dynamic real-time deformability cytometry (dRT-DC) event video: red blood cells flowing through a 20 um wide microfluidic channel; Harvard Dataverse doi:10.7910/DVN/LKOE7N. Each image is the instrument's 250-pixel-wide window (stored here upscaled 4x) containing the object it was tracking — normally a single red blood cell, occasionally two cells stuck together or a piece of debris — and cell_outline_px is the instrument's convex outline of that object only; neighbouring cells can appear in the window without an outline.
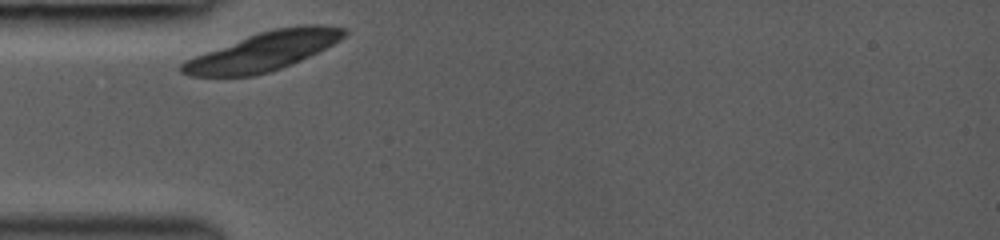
{"species": "common noctule bat (a hibernating species)", "species_latin": "Nyctalus noctula", "temperature_condition": "room temperature", "stored_images_in_passage": 27, "camera_frame_rate_fps": 3000, "um_per_image_px": 0.085, "animal": {"sex": "female", "body_mass_g": 19.0, "forearm_length_mm": 53.3}, "frame": {"image": 1, "passage_image": 1, "time_ms": 0.0, "image_size_px": [1000, 240], "cell_outline_px": [[348, 32], [340, 40], [300, 60], [280, 68], [268, 72], [252, 76], [188, 76], [180, 72], [180, 64], [184, 60], [248, 36], [260, 32], [276, 28], [300, 24], [320, 24], [348, 28]], "centroid_in_image_um": [22.4, 4.35], "position_along_channel_um": 62.6, "area_um2": 36.18}}
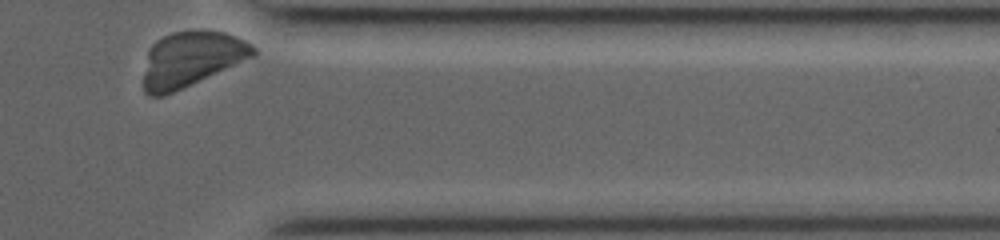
{"frame": {"image": 2, "passage_image": 27, "time_ms": 8.667, "image_size_px": [1000, 240], "cell_outline_px": [[256, 56], [164, 96], [148, 96], [144, 92], [144, 72], [148, 48], [156, 40], [172, 32], [200, 28], [224, 32], [236, 36], [252, 44], [256, 48]], "centroid_in_image_um": [16.27, 4.99], "position_along_channel_um": 395.1, "area_um2": 35.72}}